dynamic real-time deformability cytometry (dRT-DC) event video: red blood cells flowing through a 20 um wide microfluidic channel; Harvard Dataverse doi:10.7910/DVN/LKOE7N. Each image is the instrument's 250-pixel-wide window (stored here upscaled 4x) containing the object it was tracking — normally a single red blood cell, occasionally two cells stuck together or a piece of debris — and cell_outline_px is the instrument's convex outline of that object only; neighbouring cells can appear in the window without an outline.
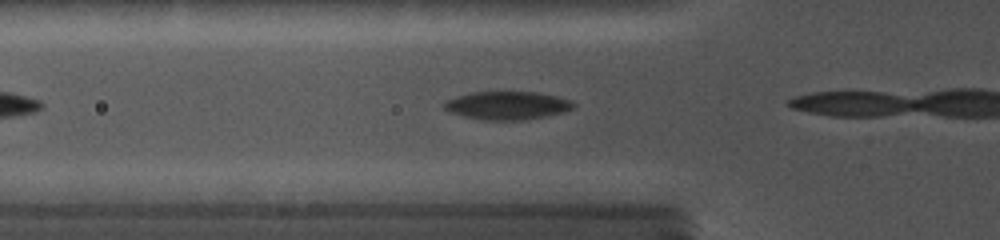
{"species": "common noctule bat (a hibernating species)", "species_latin": "Nyctalus noctula", "temperature_condition": "cold", "stored_images_in_passage": 7, "camera_frame_rate_fps": 5000, "um_per_image_px": 0.085, "animal": {"sex": "female", "body_mass_g": 19.0, "forearm_length_mm": 56.7}, "frame": {"image": 1, "passage_image": 3, "time_ms": 0.6, "image_size_px": [1000, 240], "cell_outline_px": [[576, 104], [572, 108], [564, 112], [524, 120], [480, 120], [464, 116], [452, 112], [444, 108], [440, 104], [444, 100], [456, 96], [472, 92], [536, 92], [556, 96], [572, 100]], "centroid_in_image_um": [43.08, 8.96], "position_along_channel_um": 82.7, "area_um2": 21.33}}